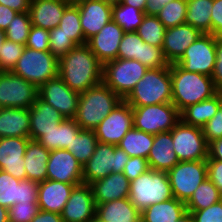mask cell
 Listing matches in <instances>:
<instances>
[{
    "mask_svg": "<svg viewBox=\"0 0 222 222\" xmlns=\"http://www.w3.org/2000/svg\"><path fill=\"white\" fill-rule=\"evenodd\" d=\"M58 76L71 89L82 93L103 80V64L87 44L77 45L59 59Z\"/></svg>",
    "mask_w": 222,
    "mask_h": 222,
    "instance_id": "1",
    "label": "cell"
},
{
    "mask_svg": "<svg viewBox=\"0 0 222 222\" xmlns=\"http://www.w3.org/2000/svg\"><path fill=\"white\" fill-rule=\"evenodd\" d=\"M170 74L172 103L179 112L218 93L211 76L186 71L176 63L170 64Z\"/></svg>",
    "mask_w": 222,
    "mask_h": 222,
    "instance_id": "2",
    "label": "cell"
},
{
    "mask_svg": "<svg viewBox=\"0 0 222 222\" xmlns=\"http://www.w3.org/2000/svg\"><path fill=\"white\" fill-rule=\"evenodd\" d=\"M122 99L103 82L80 93L73 118L81 129L94 130Z\"/></svg>",
    "mask_w": 222,
    "mask_h": 222,
    "instance_id": "3",
    "label": "cell"
},
{
    "mask_svg": "<svg viewBox=\"0 0 222 222\" xmlns=\"http://www.w3.org/2000/svg\"><path fill=\"white\" fill-rule=\"evenodd\" d=\"M125 101L131 107L171 103L170 66L148 69Z\"/></svg>",
    "mask_w": 222,
    "mask_h": 222,
    "instance_id": "4",
    "label": "cell"
},
{
    "mask_svg": "<svg viewBox=\"0 0 222 222\" xmlns=\"http://www.w3.org/2000/svg\"><path fill=\"white\" fill-rule=\"evenodd\" d=\"M174 198L168 173L148 170L130 182L129 199L142 212L147 207Z\"/></svg>",
    "mask_w": 222,
    "mask_h": 222,
    "instance_id": "5",
    "label": "cell"
},
{
    "mask_svg": "<svg viewBox=\"0 0 222 222\" xmlns=\"http://www.w3.org/2000/svg\"><path fill=\"white\" fill-rule=\"evenodd\" d=\"M148 69L135 59L117 58L103 65L102 82L125 100Z\"/></svg>",
    "mask_w": 222,
    "mask_h": 222,
    "instance_id": "6",
    "label": "cell"
},
{
    "mask_svg": "<svg viewBox=\"0 0 222 222\" xmlns=\"http://www.w3.org/2000/svg\"><path fill=\"white\" fill-rule=\"evenodd\" d=\"M129 158L120 147L98 142L93 155L83 166V183L90 185L112 172L122 173Z\"/></svg>",
    "mask_w": 222,
    "mask_h": 222,
    "instance_id": "7",
    "label": "cell"
},
{
    "mask_svg": "<svg viewBox=\"0 0 222 222\" xmlns=\"http://www.w3.org/2000/svg\"><path fill=\"white\" fill-rule=\"evenodd\" d=\"M59 60L49 51L25 47L12 72L37 87L58 76Z\"/></svg>",
    "mask_w": 222,
    "mask_h": 222,
    "instance_id": "8",
    "label": "cell"
},
{
    "mask_svg": "<svg viewBox=\"0 0 222 222\" xmlns=\"http://www.w3.org/2000/svg\"><path fill=\"white\" fill-rule=\"evenodd\" d=\"M134 128L156 135L171 131L180 121V112L171 103L132 107Z\"/></svg>",
    "mask_w": 222,
    "mask_h": 222,
    "instance_id": "9",
    "label": "cell"
},
{
    "mask_svg": "<svg viewBox=\"0 0 222 222\" xmlns=\"http://www.w3.org/2000/svg\"><path fill=\"white\" fill-rule=\"evenodd\" d=\"M167 173L174 198L186 203L198 186L208 177L207 161L178 162Z\"/></svg>",
    "mask_w": 222,
    "mask_h": 222,
    "instance_id": "10",
    "label": "cell"
},
{
    "mask_svg": "<svg viewBox=\"0 0 222 222\" xmlns=\"http://www.w3.org/2000/svg\"><path fill=\"white\" fill-rule=\"evenodd\" d=\"M171 136L179 162L208 159V144L202 128L187 125L180 120L171 129Z\"/></svg>",
    "mask_w": 222,
    "mask_h": 222,
    "instance_id": "11",
    "label": "cell"
},
{
    "mask_svg": "<svg viewBox=\"0 0 222 222\" xmlns=\"http://www.w3.org/2000/svg\"><path fill=\"white\" fill-rule=\"evenodd\" d=\"M38 98V87L14 74L0 71V108L29 109Z\"/></svg>",
    "mask_w": 222,
    "mask_h": 222,
    "instance_id": "12",
    "label": "cell"
},
{
    "mask_svg": "<svg viewBox=\"0 0 222 222\" xmlns=\"http://www.w3.org/2000/svg\"><path fill=\"white\" fill-rule=\"evenodd\" d=\"M216 61V37L201 34L185 51L176 63L184 70L212 76Z\"/></svg>",
    "mask_w": 222,
    "mask_h": 222,
    "instance_id": "13",
    "label": "cell"
},
{
    "mask_svg": "<svg viewBox=\"0 0 222 222\" xmlns=\"http://www.w3.org/2000/svg\"><path fill=\"white\" fill-rule=\"evenodd\" d=\"M117 58L135 59L149 69L170 66L162 47L145 43L136 32H124Z\"/></svg>",
    "mask_w": 222,
    "mask_h": 222,
    "instance_id": "14",
    "label": "cell"
},
{
    "mask_svg": "<svg viewBox=\"0 0 222 222\" xmlns=\"http://www.w3.org/2000/svg\"><path fill=\"white\" fill-rule=\"evenodd\" d=\"M134 127L132 107L122 100L94 129L98 142L118 145Z\"/></svg>",
    "mask_w": 222,
    "mask_h": 222,
    "instance_id": "15",
    "label": "cell"
},
{
    "mask_svg": "<svg viewBox=\"0 0 222 222\" xmlns=\"http://www.w3.org/2000/svg\"><path fill=\"white\" fill-rule=\"evenodd\" d=\"M79 96L80 93L71 90L59 76L38 87V97L58 110L67 119L75 117Z\"/></svg>",
    "mask_w": 222,
    "mask_h": 222,
    "instance_id": "16",
    "label": "cell"
},
{
    "mask_svg": "<svg viewBox=\"0 0 222 222\" xmlns=\"http://www.w3.org/2000/svg\"><path fill=\"white\" fill-rule=\"evenodd\" d=\"M73 3L80 11L81 27L86 42L112 20L113 1L77 0Z\"/></svg>",
    "mask_w": 222,
    "mask_h": 222,
    "instance_id": "17",
    "label": "cell"
},
{
    "mask_svg": "<svg viewBox=\"0 0 222 222\" xmlns=\"http://www.w3.org/2000/svg\"><path fill=\"white\" fill-rule=\"evenodd\" d=\"M39 183L19 180L0 170V205L6 208L16 203H37Z\"/></svg>",
    "mask_w": 222,
    "mask_h": 222,
    "instance_id": "18",
    "label": "cell"
},
{
    "mask_svg": "<svg viewBox=\"0 0 222 222\" xmlns=\"http://www.w3.org/2000/svg\"><path fill=\"white\" fill-rule=\"evenodd\" d=\"M47 179L66 184H83V166L68 150H51L47 162Z\"/></svg>",
    "mask_w": 222,
    "mask_h": 222,
    "instance_id": "19",
    "label": "cell"
},
{
    "mask_svg": "<svg viewBox=\"0 0 222 222\" xmlns=\"http://www.w3.org/2000/svg\"><path fill=\"white\" fill-rule=\"evenodd\" d=\"M96 204L92 187L80 184L73 188L64 206L61 217L64 222H92L95 219Z\"/></svg>",
    "mask_w": 222,
    "mask_h": 222,
    "instance_id": "20",
    "label": "cell"
},
{
    "mask_svg": "<svg viewBox=\"0 0 222 222\" xmlns=\"http://www.w3.org/2000/svg\"><path fill=\"white\" fill-rule=\"evenodd\" d=\"M30 140L23 137L0 138V170L16 179L25 180L24 156Z\"/></svg>",
    "mask_w": 222,
    "mask_h": 222,
    "instance_id": "21",
    "label": "cell"
},
{
    "mask_svg": "<svg viewBox=\"0 0 222 222\" xmlns=\"http://www.w3.org/2000/svg\"><path fill=\"white\" fill-rule=\"evenodd\" d=\"M123 34V29L112 19L96 35L91 37L86 44L104 65L117 59Z\"/></svg>",
    "mask_w": 222,
    "mask_h": 222,
    "instance_id": "22",
    "label": "cell"
},
{
    "mask_svg": "<svg viewBox=\"0 0 222 222\" xmlns=\"http://www.w3.org/2000/svg\"><path fill=\"white\" fill-rule=\"evenodd\" d=\"M202 33L190 24H181L166 29L162 50L169 64L177 63L186 49Z\"/></svg>",
    "mask_w": 222,
    "mask_h": 222,
    "instance_id": "23",
    "label": "cell"
},
{
    "mask_svg": "<svg viewBox=\"0 0 222 222\" xmlns=\"http://www.w3.org/2000/svg\"><path fill=\"white\" fill-rule=\"evenodd\" d=\"M80 184H66L46 179L39 183L37 203L39 210L61 214L73 188Z\"/></svg>",
    "mask_w": 222,
    "mask_h": 222,
    "instance_id": "24",
    "label": "cell"
},
{
    "mask_svg": "<svg viewBox=\"0 0 222 222\" xmlns=\"http://www.w3.org/2000/svg\"><path fill=\"white\" fill-rule=\"evenodd\" d=\"M71 3L68 0H31L29 8L31 24L52 30L59 26L65 9Z\"/></svg>",
    "mask_w": 222,
    "mask_h": 222,
    "instance_id": "25",
    "label": "cell"
},
{
    "mask_svg": "<svg viewBox=\"0 0 222 222\" xmlns=\"http://www.w3.org/2000/svg\"><path fill=\"white\" fill-rule=\"evenodd\" d=\"M30 139L38 141L45 132L53 130L65 117L47 102L39 97L29 108Z\"/></svg>",
    "mask_w": 222,
    "mask_h": 222,
    "instance_id": "26",
    "label": "cell"
},
{
    "mask_svg": "<svg viewBox=\"0 0 222 222\" xmlns=\"http://www.w3.org/2000/svg\"><path fill=\"white\" fill-rule=\"evenodd\" d=\"M150 169L168 172L178 162L171 131L160 132L154 135L153 146L147 157Z\"/></svg>",
    "mask_w": 222,
    "mask_h": 222,
    "instance_id": "27",
    "label": "cell"
},
{
    "mask_svg": "<svg viewBox=\"0 0 222 222\" xmlns=\"http://www.w3.org/2000/svg\"><path fill=\"white\" fill-rule=\"evenodd\" d=\"M95 204H102L129 197L130 181L123 173H111L107 177L90 184Z\"/></svg>",
    "mask_w": 222,
    "mask_h": 222,
    "instance_id": "28",
    "label": "cell"
},
{
    "mask_svg": "<svg viewBox=\"0 0 222 222\" xmlns=\"http://www.w3.org/2000/svg\"><path fill=\"white\" fill-rule=\"evenodd\" d=\"M95 219L99 222H136L141 219V212L127 197L96 205Z\"/></svg>",
    "mask_w": 222,
    "mask_h": 222,
    "instance_id": "29",
    "label": "cell"
},
{
    "mask_svg": "<svg viewBox=\"0 0 222 222\" xmlns=\"http://www.w3.org/2000/svg\"><path fill=\"white\" fill-rule=\"evenodd\" d=\"M29 109L1 107L0 108V138L23 137L30 138Z\"/></svg>",
    "mask_w": 222,
    "mask_h": 222,
    "instance_id": "30",
    "label": "cell"
},
{
    "mask_svg": "<svg viewBox=\"0 0 222 222\" xmlns=\"http://www.w3.org/2000/svg\"><path fill=\"white\" fill-rule=\"evenodd\" d=\"M49 154L50 150L46 149L38 141H29L24 156L26 179L38 183L47 179Z\"/></svg>",
    "mask_w": 222,
    "mask_h": 222,
    "instance_id": "31",
    "label": "cell"
},
{
    "mask_svg": "<svg viewBox=\"0 0 222 222\" xmlns=\"http://www.w3.org/2000/svg\"><path fill=\"white\" fill-rule=\"evenodd\" d=\"M222 106L221 92L199 103L190 105L180 112V120L195 127L202 128Z\"/></svg>",
    "mask_w": 222,
    "mask_h": 222,
    "instance_id": "32",
    "label": "cell"
},
{
    "mask_svg": "<svg viewBox=\"0 0 222 222\" xmlns=\"http://www.w3.org/2000/svg\"><path fill=\"white\" fill-rule=\"evenodd\" d=\"M187 212L184 202L171 198L153 204L141 212L143 222H177Z\"/></svg>",
    "mask_w": 222,
    "mask_h": 222,
    "instance_id": "33",
    "label": "cell"
},
{
    "mask_svg": "<svg viewBox=\"0 0 222 222\" xmlns=\"http://www.w3.org/2000/svg\"><path fill=\"white\" fill-rule=\"evenodd\" d=\"M81 130L74 119L65 118L53 130L45 132L38 142L48 150L66 149Z\"/></svg>",
    "mask_w": 222,
    "mask_h": 222,
    "instance_id": "34",
    "label": "cell"
},
{
    "mask_svg": "<svg viewBox=\"0 0 222 222\" xmlns=\"http://www.w3.org/2000/svg\"><path fill=\"white\" fill-rule=\"evenodd\" d=\"M213 0H187L186 24L203 34H211Z\"/></svg>",
    "mask_w": 222,
    "mask_h": 222,
    "instance_id": "35",
    "label": "cell"
},
{
    "mask_svg": "<svg viewBox=\"0 0 222 222\" xmlns=\"http://www.w3.org/2000/svg\"><path fill=\"white\" fill-rule=\"evenodd\" d=\"M154 135L141 130L130 129L120 143V147L129 157H142L147 159L150 149L153 146Z\"/></svg>",
    "mask_w": 222,
    "mask_h": 222,
    "instance_id": "36",
    "label": "cell"
},
{
    "mask_svg": "<svg viewBox=\"0 0 222 222\" xmlns=\"http://www.w3.org/2000/svg\"><path fill=\"white\" fill-rule=\"evenodd\" d=\"M222 200V194L213 182L207 177L193 192L185 203L187 211H198L208 208Z\"/></svg>",
    "mask_w": 222,
    "mask_h": 222,
    "instance_id": "37",
    "label": "cell"
},
{
    "mask_svg": "<svg viewBox=\"0 0 222 222\" xmlns=\"http://www.w3.org/2000/svg\"><path fill=\"white\" fill-rule=\"evenodd\" d=\"M97 143L98 140L94 130L81 129L78 134L73 137L71 145L67 146L66 150L84 166L93 155Z\"/></svg>",
    "mask_w": 222,
    "mask_h": 222,
    "instance_id": "38",
    "label": "cell"
},
{
    "mask_svg": "<svg viewBox=\"0 0 222 222\" xmlns=\"http://www.w3.org/2000/svg\"><path fill=\"white\" fill-rule=\"evenodd\" d=\"M145 16L144 11L125 5L120 0L113 1L112 19L124 32H136Z\"/></svg>",
    "mask_w": 222,
    "mask_h": 222,
    "instance_id": "39",
    "label": "cell"
},
{
    "mask_svg": "<svg viewBox=\"0 0 222 222\" xmlns=\"http://www.w3.org/2000/svg\"><path fill=\"white\" fill-rule=\"evenodd\" d=\"M59 27L76 45L87 43L81 27L80 11L73 2L65 9Z\"/></svg>",
    "mask_w": 222,
    "mask_h": 222,
    "instance_id": "40",
    "label": "cell"
},
{
    "mask_svg": "<svg viewBox=\"0 0 222 222\" xmlns=\"http://www.w3.org/2000/svg\"><path fill=\"white\" fill-rule=\"evenodd\" d=\"M166 28L154 15H146L136 30L139 37L147 44L162 47Z\"/></svg>",
    "mask_w": 222,
    "mask_h": 222,
    "instance_id": "41",
    "label": "cell"
},
{
    "mask_svg": "<svg viewBox=\"0 0 222 222\" xmlns=\"http://www.w3.org/2000/svg\"><path fill=\"white\" fill-rule=\"evenodd\" d=\"M186 14L187 0H172L165 4L156 16L167 29L184 24Z\"/></svg>",
    "mask_w": 222,
    "mask_h": 222,
    "instance_id": "42",
    "label": "cell"
},
{
    "mask_svg": "<svg viewBox=\"0 0 222 222\" xmlns=\"http://www.w3.org/2000/svg\"><path fill=\"white\" fill-rule=\"evenodd\" d=\"M31 27L29 12L17 13L5 30V38L9 41L26 45Z\"/></svg>",
    "mask_w": 222,
    "mask_h": 222,
    "instance_id": "43",
    "label": "cell"
},
{
    "mask_svg": "<svg viewBox=\"0 0 222 222\" xmlns=\"http://www.w3.org/2000/svg\"><path fill=\"white\" fill-rule=\"evenodd\" d=\"M50 53L58 60L77 45L57 26L49 31Z\"/></svg>",
    "mask_w": 222,
    "mask_h": 222,
    "instance_id": "44",
    "label": "cell"
},
{
    "mask_svg": "<svg viewBox=\"0 0 222 222\" xmlns=\"http://www.w3.org/2000/svg\"><path fill=\"white\" fill-rule=\"evenodd\" d=\"M24 48L25 45L5 39L0 50V71H12Z\"/></svg>",
    "mask_w": 222,
    "mask_h": 222,
    "instance_id": "45",
    "label": "cell"
},
{
    "mask_svg": "<svg viewBox=\"0 0 222 222\" xmlns=\"http://www.w3.org/2000/svg\"><path fill=\"white\" fill-rule=\"evenodd\" d=\"M39 212L38 203H16L8 209L9 222H30Z\"/></svg>",
    "mask_w": 222,
    "mask_h": 222,
    "instance_id": "46",
    "label": "cell"
},
{
    "mask_svg": "<svg viewBox=\"0 0 222 222\" xmlns=\"http://www.w3.org/2000/svg\"><path fill=\"white\" fill-rule=\"evenodd\" d=\"M25 47L37 51H50L49 30L32 25Z\"/></svg>",
    "mask_w": 222,
    "mask_h": 222,
    "instance_id": "47",
    "label": "cell"
},
{
    "mask_svg": "<svg viewBox=\"0 0 222 222\" xmlns=\"http://www.w3.org/2000/svg\"><path fill=\"white\" fill-rule=\"evenodd\" d=\"M207 144L222 138V106L217 113L202 127Z\"/></svg>",
    "mask_w": 222,
    "mask_h": 222,
    "instance_id": "48",
    "label": "cell"
},
{
    "mask_svg": "<svg viewBox=\"0 0 222 222\" xmlns=\"http://www.w3.org/2000/svg\"><path fill=\"white\" fill-rule=\"evenodd\" d=\"M148 170H150V167L147 159L142 157H130L122 173L131 182Z\"/></svg>",
    "mask_w": 222,
    "mask_h": 222,
    "instance_id": "49",
    "label": "cell"
},
{
    "mask_svg": "<svg viewBox=\"0 0 222 222\" xmlns=\"http://www.w3.org/2000/svg\"><path fill=\"white\" fill-rule=\"evenodd\" d=\"M190 212L195 222H222V200L206 209Z\"/></svg>",
    "mask_w": 222,
    "mask_h": 222,
    "instance_id": "50",
    "label": "cell"
},
{
    "mask_svg": "<svg viewBox=\"0 0 222 222\" xmlns=\"http://www.w3.org/2000/svg\"><path fill=\"white\" fill-rule=\"evenodd\" d=\"M211 78L218 92H222V38H216V61Z\"/></svg>",
    "mask_w": 222,
    "mask_h": 222,
    "instance_id": "51",
    "label": "cell"
},
{
    "mask_svg": "<svg viewBox=\"0 0 222 222\" xmlns=\"http://www.w3.org/2000/svg\"><path fill=\"white\" fill-rule=\"evenodd\" d=\"M211 34L216 38H222V0H213Z\"/></svg>",
    "mask_w": 222,
    "mask_h": 222,
    "instance_id": "52",
    "label": "cell"
},
{
    "mask_svg": "<svg viewBox=\"0 0 222 222\" xmlns=\"http://www.w3.org/2000/svg\"><path fill=\"white\" fill-rule=\"evenodd\" d=\"M208 178L219 189L222 194V161L206 160Z\"/></svg>",
    "mask_w": 222,
    "mask_h": 222,
    "instance_id": "53",
    "label": "cell"
},
{
    "mask_svg": "<svg viewBox=\"0 0 222 222\" xmlns=\"http://www.w3.org/2000/svg\"><path fill=\"white\" fill-rule=\"evenodd\" d=\"M31 0H0V4L17 11L18 13L29 12Z\"/></svg>",
    "mask_w": 222,
    "mask_h": 222,
    "instance_id": "54",
    "label": "cell"
},
{
    "mask_svg": "<svg viewBox=\"0 0 222 222\" xmlns=\"http://www.w3.org/2000/svg\"><path fill=\"white\" fill-rule=\"evenodd\" d=\"M18 12L0 4V30L5 31Z\"/></svg>",
    "mask_w": 222,
    "mask_h": 222,
    "instance_id": "55",
    "label": "cell"
},
{
    "mask_svg": "<svg viewBox=\"0 0 222 222\" xmlns=\"http://www.w3.org/2000/svg\"><path fill=\"white\" fill-rule=\"evenodd\" d=\"M30 222H64V220L62 219L61 214L39 210Z\"/></svg>",
    "mask_w": 222,
    "mask_h": 222,
    "instance_id": "56",
    "label": "cell"
},
{
    "mask_svg": "<svg viewBox=\"0 0 222 222\" xmlns=\"http://www.w3.org/2000/svg\"><path fill=\"white\" fill-rule=\"evenodd\" d=\"M222 161V138L208 144V159Z\"/></svg>",
    "mask_w": 222,
    "mask_h": 222,
    "instance_id": "57",
    "label": "cell"
},
{
    "mask_svg": "<svg viewBox=\"0 0 222 222\" xmlns=\"http://www.w3.org/2000/svg\"><path fill=\"white\" fill-rule=\"evenodd\" d=\"M170 1L172 0H147L144 13L156 16L160 9Z\"/></svg>",
    "mask_w": 222,
    "mask_h": 222,
    "instance_id": "58",
    "label": "cell"
},
{
    "mask_svg": "<svg viewBox=\"0 0 222 222\" xmlns=\"http://www.w3.org/2000/svg\"><path fill=\"white\" fill-rule=\"evenodd\" d=\"M123 4L133 6L134 8L144 11L147 0H120Z\"/></svg>",
    "mask_w": 222,
    "mask_h": 222,
    "instance_id": "59",
    "label": "cell"
},
{
    "mask_svg": "<svg viewBox=\"0 0 222 222\" xmlns=\"http://www.w3.org/2000/svg\"><path fill=\"white\" fill-rule=\"evenodd\" d=\"M0 222H9L8 208L0 205Z\"/></svg>",
    "mask_w": 222,
    "mask_h": 222,
    "instance_id": "60",
    "label": "cell"
},
{
    "mask_svg": "<svg viewBox=\"0 0 222 222\" xmlns=\"http://www.w3.org/2000/svg\"><path fill=\"white\" fill-rule=\"evenodd\" d=\"M177 222H195L192 214L190 212H186L183 214Z\"/></svg>",
    "mask_w": 222,
    "mask_h": 222,
    "instance_id": "61",
    "label": "cell"
},
{
    "mask_svg": "<svg viewBox=\"0 0 222 222\" xmlns=\"http://www.w3.org/2000/svg\"><path fill=\"white\" fill-rule=\"evenodd\" d=\"M5 39V31L0 30V50Z\"/></svg>",
    "mask_w": 222,
    "mask_h": 222,
    "instance_id": "62",
    "label": "cell"
}]
</instances>
